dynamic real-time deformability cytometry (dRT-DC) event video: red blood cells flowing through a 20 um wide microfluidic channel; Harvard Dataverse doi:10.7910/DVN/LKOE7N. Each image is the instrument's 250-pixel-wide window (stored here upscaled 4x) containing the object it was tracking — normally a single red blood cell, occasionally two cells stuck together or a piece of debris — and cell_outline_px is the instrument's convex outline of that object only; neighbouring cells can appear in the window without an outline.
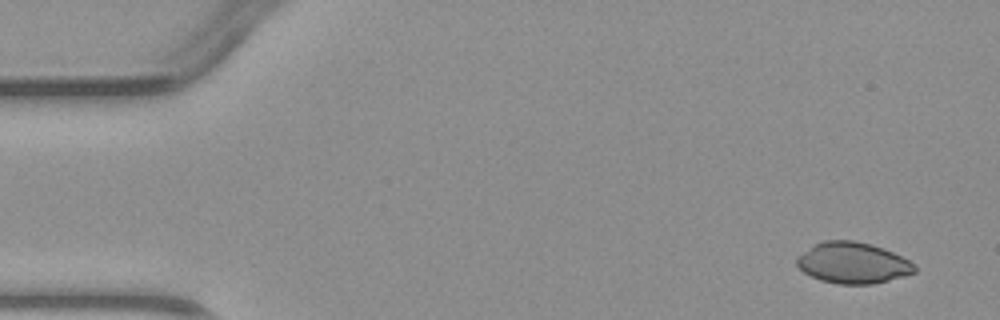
{"species": "common noctule bat (a hibernating species)", "species_latin": "Nyctalus noctula", "temperature_condition": "warm", "stored_images_in_passage": 5, "segment_of_instrument_passage": [1, 2], "camera_frame_rate_fps": 3000, "um_per_image_px": 0.085, "animal": {"sex": "male", "body_mass_g": 23.1, "forearm_length_mm": 52.7}, "frame": {"image": 1, "passage_image": 1, "time_ms": 0.0, "image_size_px": [1000, 320], "cell_outline_px": [[916, 272], [904, 276], [872, 284], [840, 284], [820, 280], [804, 272], [796, 264], [796, 256], [812, 244], [824, 240], [856, 240], [872, 244], [884, 248], [916, 264]], "centroid_in_image_um": [72.47, 22.33], "position_along_channel_um": 12.5, "area_um2": 28.44}}